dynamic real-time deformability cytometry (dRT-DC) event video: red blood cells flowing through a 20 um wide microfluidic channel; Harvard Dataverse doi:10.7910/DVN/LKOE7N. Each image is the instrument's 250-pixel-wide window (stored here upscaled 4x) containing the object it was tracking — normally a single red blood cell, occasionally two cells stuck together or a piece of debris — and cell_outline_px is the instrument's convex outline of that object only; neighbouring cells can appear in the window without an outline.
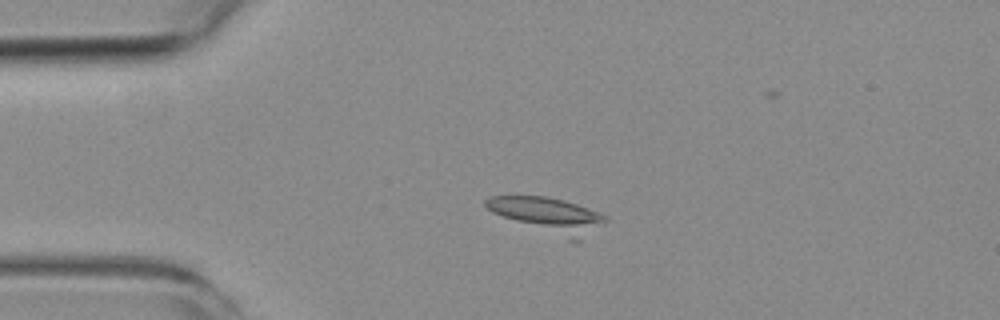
{"species": "common noctule bat (a hibernating species)", "species_latin": "Nyctalus noctula", "temperature_condition": "room temperature", "stored_images_in_passage": 4, "camera_frame_rate_fps": 3000, "um_per_image_px": 0.085, "animal": {"sex": "female", "body_mass_g": 19.3, "forearm_length_mm": 54.1}, "frame": {"image": 1, "passage_image": 3, "time_ms": 3.333, "image_size_px": [1000, 320], "cell_outline_px": [[608, 220], [604, 224], [580, 240], [568, 240], [492, 212], [484, 204], [484, 200], [492, 196], [544, 196], [564, 200], [600, 212], [608, 216]], "centroid_in_image_um": [46.65, 18.27], "position_along_channel_um": 38.4, "area_um2": 23.93}}